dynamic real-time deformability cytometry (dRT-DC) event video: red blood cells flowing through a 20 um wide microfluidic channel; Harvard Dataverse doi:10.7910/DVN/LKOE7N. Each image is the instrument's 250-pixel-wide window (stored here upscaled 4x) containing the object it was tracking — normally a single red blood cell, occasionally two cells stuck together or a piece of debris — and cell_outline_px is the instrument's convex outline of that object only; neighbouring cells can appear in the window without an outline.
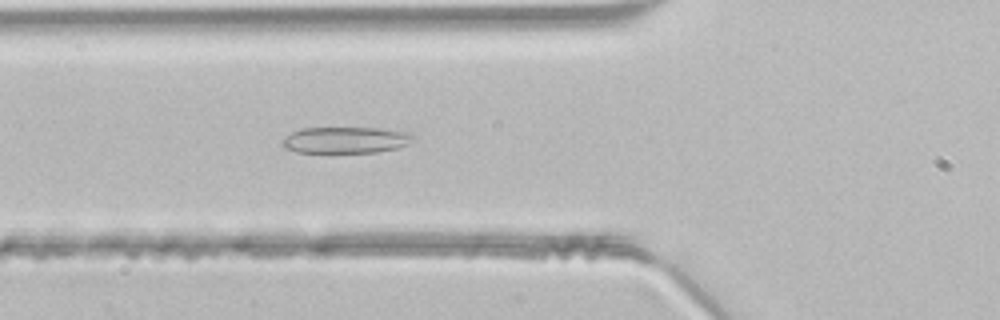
{"species": "common noctule bat (a hibernating species)", "species_latin": "Nyctalus noctula", "temperature_condition": "room temperature", "stored_images_in_passage": 27, "camera_frame_rate_fps": 3000, "um_per_image_px": 0.085, "animal": {"sex": "male", "body_mass_g": 21.5, "forearm_length_mm": 52.0}, "frame": {"image": 1, "passage_image": 6, "time_ms": 1.667, "image_size_px": [1000, 320], "cell_outline_px": [[416, 140], [408, 144], [396, 148], [376, 152], [296, 152], [284, 148], [280, 144], [280, 140], [284, 136], [300, 128], [380, 128], [408, 132], [416, 136]], "centroid_in_image_um": [29.36, 11.89], "position_along_channel_um": 96.4, "area_um2": 20.35}}
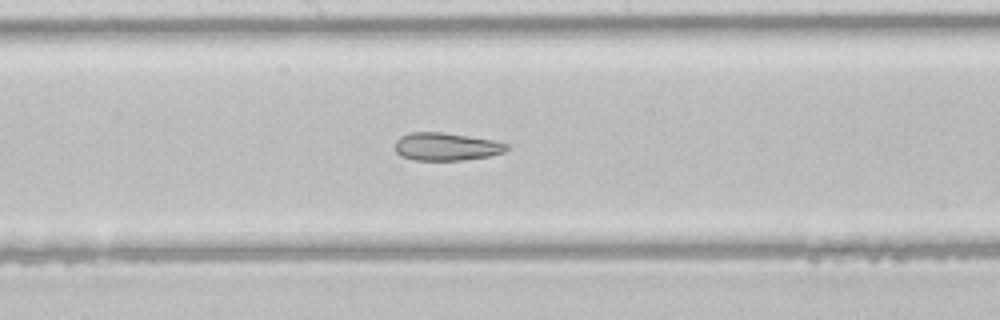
{"frame": {"image": 2, "passage_image": 14, "time_ms": 4.333, "image_size_px": [1000, 320], "cell_outline_px": [[508, 148], [504, 152], [488, 156], [464, 160], [416, 160], [400, 156], [396, 152], [396, 140], [400, 136], [408, 132], [440, 132], [468, 136], [492, 140], [508, 144]], "centroid_in_image_um": [37.9, 12.46], "position_along_channel_um": 210.3, "area_um2": 18.03}}
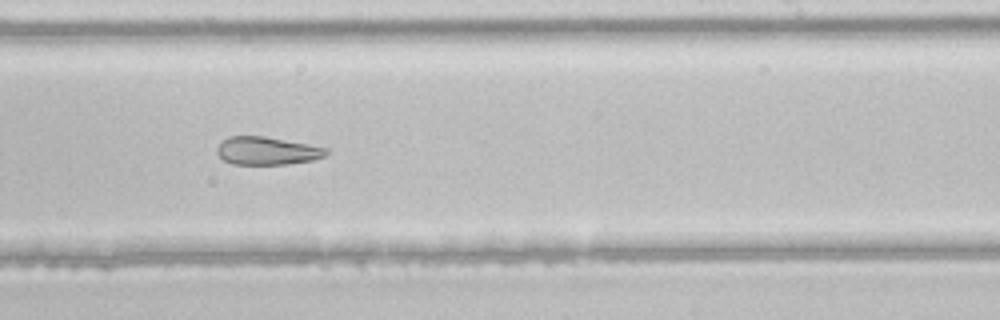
{"frame": {"image": 3, "passage_image": 18, "time_ms": 5.667, "image_size_px": [1000, 320], "cell_outline_px": [[328, 152], [324, 156], [312, 160], [288, 164], [232, 164], [224, 160], [216, 152], [216, 148], [228, 136], [264, 136], [328, 148]], "centroid_in_image_um": [22.68, 12.82], "position_along_channel_um": 266.3, "area_um2": 17.63}}